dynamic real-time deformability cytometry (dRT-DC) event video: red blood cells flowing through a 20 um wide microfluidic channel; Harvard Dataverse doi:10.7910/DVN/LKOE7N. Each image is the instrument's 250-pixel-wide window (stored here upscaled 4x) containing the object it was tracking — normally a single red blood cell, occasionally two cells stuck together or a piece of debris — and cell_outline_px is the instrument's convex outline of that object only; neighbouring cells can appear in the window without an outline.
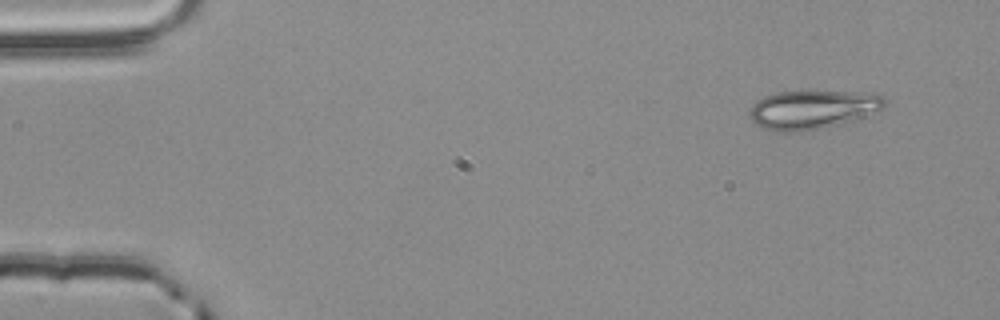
{"species": "common noctule bat (a hibernating species)", "species_latin": "Nyctalus noctula", "temperature_condition": "room temperature", "stored_images_in_passage": 4, "camera_frame_rate_fps": 3000, "um_per_image_px": 0.085, "animal": {"sex": "male", "body_mass_g": 20.4}, "frame": {"image": 1, "passage_image": 1, "time_ms": 0.0, "image_size_px": [1000, 320], "cell_outline_px": [[888, 104], [884, 108], [852, 120], [836, 124], [796, 132], [772, 132], [756, 124], [748, 116], [748, 112], [752, 104], [756, 100], [764, 96], [780, 92], [860, 92], [884, 96]], "centroid_in_image_um": [69.01, 9.31], "position_along_channel_um": 16.0, "area_um2": 30.17}}